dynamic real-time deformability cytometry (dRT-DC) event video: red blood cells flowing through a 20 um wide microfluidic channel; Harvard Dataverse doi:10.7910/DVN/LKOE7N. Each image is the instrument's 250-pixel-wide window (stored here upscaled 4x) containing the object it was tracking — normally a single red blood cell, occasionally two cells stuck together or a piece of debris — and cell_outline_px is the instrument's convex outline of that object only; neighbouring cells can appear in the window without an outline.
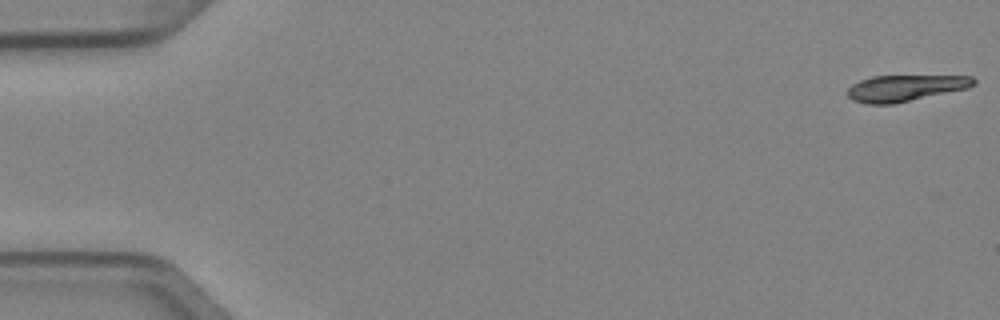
{"species": "Egyptian fruit bat (a non-hibernating species)", "species_latin": "Rousettus aegyptiacus", "temperature_condition": "cold", "stored_images_in_passage": 5, "camera_frame_rate_fps": 3000, "um_per_image_px": 0.085, "animal": {"sex": "female"}, "frame": {"image": 1, "passage_image": 1, "time_ms": 0.0, "image_size_px": [1000, 320], "cell_outline_px": [[976, 84], [968, 88], [896, 104], [868, 104], [852, 100], [848, 96], [848, 88], [852, 84], [860, 80], [872, 76], [972, 76], [976, 80]], "centroid_in_image_um": [76.95, 7.49], "position_along_channel_um": 8.0, "area_um2": 19.42}}
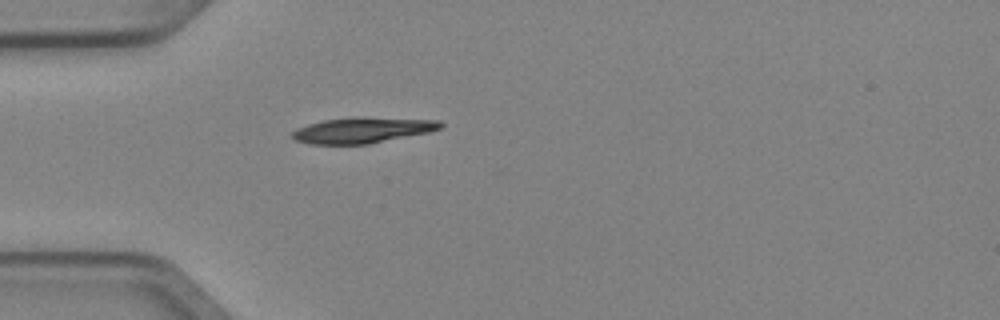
{"frame": {"image": 2, "passage_image": 5, "time_ms": 1.333, "image_size_px": [1000, 320], "cell_outline_px": [[444, 128], [428, 132], [368, 144], [308, 144], [296, 140], [292, 136], [292, 132], [296, 128], [308, 124], [324, 120], [352, 116], [360, 116], [440, 120], [444, 124]], "centroid_in_image_um": [30.84, 11.04], "position_along_channel_um": 54.2, "area_um2": 22.48}}